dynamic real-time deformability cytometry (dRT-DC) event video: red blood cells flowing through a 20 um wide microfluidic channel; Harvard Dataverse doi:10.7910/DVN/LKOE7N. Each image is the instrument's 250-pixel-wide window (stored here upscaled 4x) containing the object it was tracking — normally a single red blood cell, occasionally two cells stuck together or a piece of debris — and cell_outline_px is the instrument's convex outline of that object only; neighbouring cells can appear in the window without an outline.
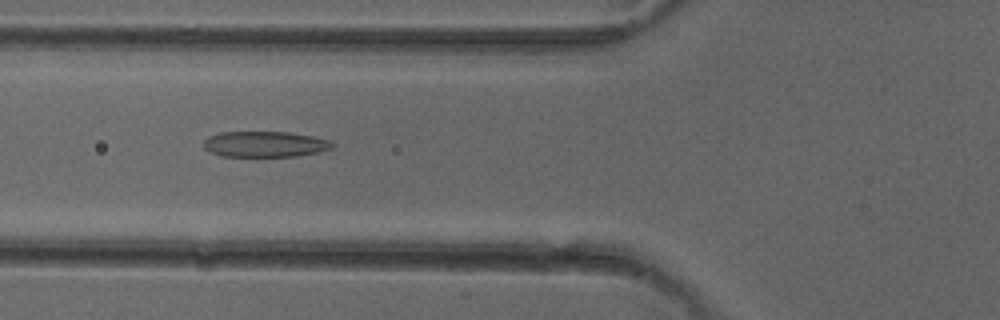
{"species": "common noctule bat (a hibernating species)", "species_latin": "Nyctalus noctula", "temperature_condition": "cold", "stored_images_in_passage": 51, "camera_frame_rate_fps": 3000, "um_per_image_px": 0.085, "animal": {"sex": "female"}, "frame": {"image": 1, "passage_image": 19, "time_ms": 6.0, "image_size_px": [1000, 320], "cell_outline_px": [[336, 144], [332, 148], [316, 152], [296, 156], [220, 156], [204, 148], [204, 140], [208, 136], [220, 132], [288, 132], [312, 136], [332, 140]], "centroid_in_image_um": [22.53, 12.25], "position_along_channel_um": 103.3, "area_um2": 19.31}}
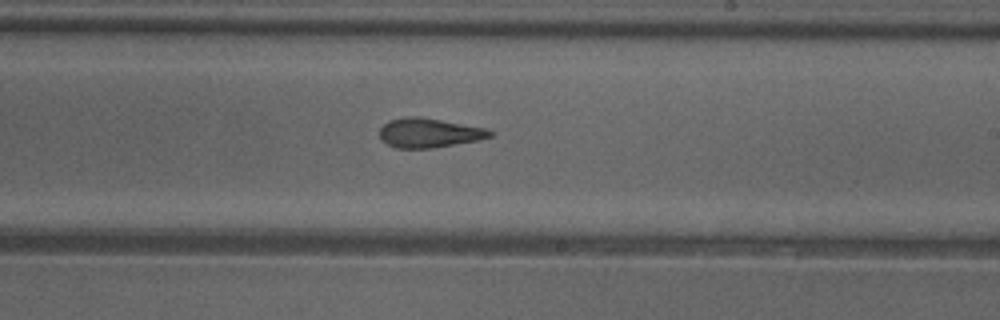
{"frame": {"image": 2, "passage_image": 30, "time_ms": 9.667, "image_size_px": [1000, 320], "cell_outline_px": [[492, 136], [480, 140], [432, 148], [396, 148], [380, 140], [380, 128], [388, 120], [404, 116], [420, 116], [488, 128], [492, 132]], "centroid_in_image_um": [36.47, 11.28], "position_along_channel_um": 252.5, "area_um2": 19.13}}
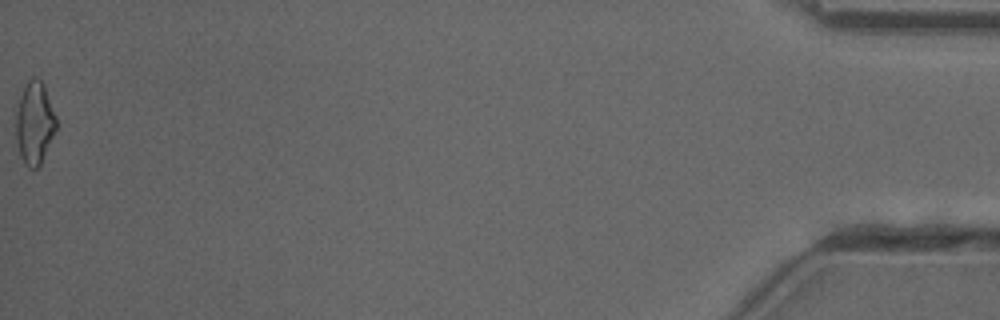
{"frame": {"image": 3, "passage_image": 51, "time_ms": 16.667, "image_size_px": [1000, 320], "cell_outline_px": [[56, 128], [40, 164], [36, 168], [28, 168], [24, 164], [20, 156], [16, 140], [16, 112], [20, 96], [28, 80], [32, 76], [36, 76], [44, 84], [56, 116]], "centroid_in_image_um": [2.92, 10.43], "position_along_channel_um": 432.3, "area_um2": 19.25}, "authors_computed_cell_mechanics": {"area_um2": 19.1318, "velocity_mm_per_s": 4.0533, "shape_relaxation_time_tau1_ms": null, "shape_relaxation_time_tau2_ms": 2.6362, "deformation_change_tau1": null, "deformation_change_tau2": 0.1187}}